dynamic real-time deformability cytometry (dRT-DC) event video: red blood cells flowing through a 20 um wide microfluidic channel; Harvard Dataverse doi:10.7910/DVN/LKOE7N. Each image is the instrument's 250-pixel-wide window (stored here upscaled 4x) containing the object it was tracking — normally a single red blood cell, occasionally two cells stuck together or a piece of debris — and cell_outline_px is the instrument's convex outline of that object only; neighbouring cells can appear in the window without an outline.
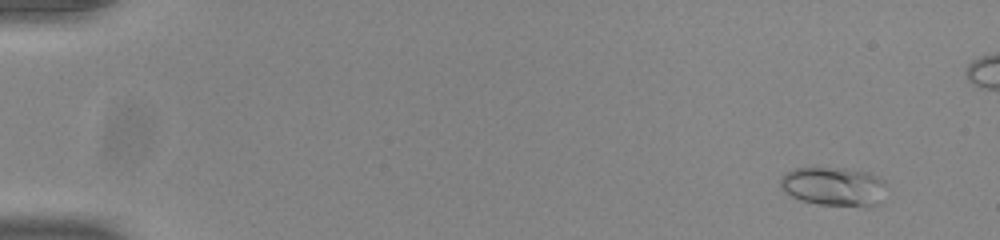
{"species": "common noctule bat (a hibernating species)", "species_latin": "Nyctalus noctula", "temperature_condition": "room temperature", "stored_images_in_passage": 55, "camera_frame_rate_fps": 3000, "um_per_image_px": 0.085, "animal": {"sex": "male", "body_mass_g": 20.0, "forearm_length_mm": 53.3}, "frame": {"image": 1, "passage_image": 4, "time_ms": 1.0, "image_size_px": [1000, 240], "cell_outline_px": [[884, 184], [880, 204], [868, 208], [816, 204], [800, 200], [784, 192], [780, 188], [780, 180], [784, 172], [796, 168], [844, 168], [868, 172], [884, 180]], "centroid_in_image_um": [70.85, 15.87], "position_along_channel_um": 14.1, "area_um2": 24.45}}
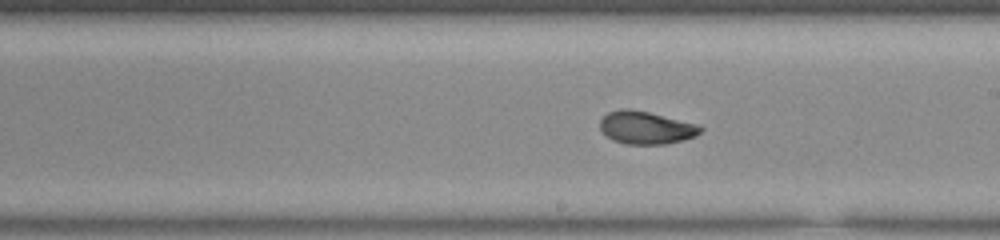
{"frame": {"image": 2, "passage_image": 32, "time_ms": 10.333, "image_size_px": [1000, 240], "cell_outline_px": [[704, 128], [696, 136], [684, 140], [664, 144], [624, 144], [612, 140], [600, 128], [600, 120], [608, 112], [620, 108], [632, 108], [700, 124]], "centroid_in_image_um": [54.94, 10.84], "position_along_channel_um": 234.1, "area_um2": 19.42}}
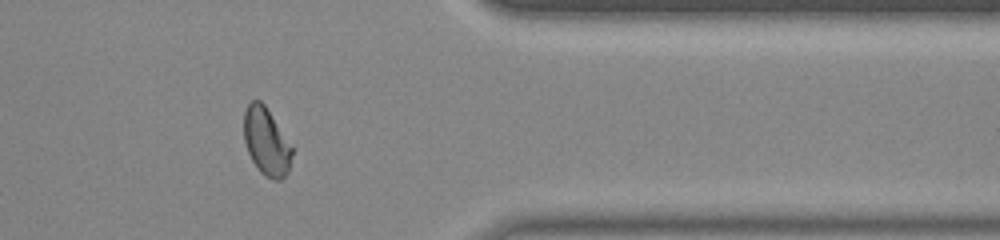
{"frame": {"image": 3, "passage_image": 45, "time_ms": 14.667, "image_size_px": [1000, 240], "cell_outline_px": [[292, 156], [288, 172], [280, 180], [272, 180], [264, 176], [260, 172], [252, 160], [248, 152], [244, 140], [244, 112], [248, 104], [252, 100], [260, 100], [264, 104], [292, 148]], "centroid_in_image_um": [22.62, 12.07], "position_along_channel_um": 388.8, "area_um2": 18.67}, "authors_computed_cell_mechanics": {"area_um2": 19.4208, "velocity_mm_per_s": 3.8612, "shape_relaxation_time_tau1_ms": 5.6276, "shape_relaxation_time_tau2_ms": 1.3962, "deformation_change_tau1": 0.1508, "deformation_change_tau2": 0.0643}}